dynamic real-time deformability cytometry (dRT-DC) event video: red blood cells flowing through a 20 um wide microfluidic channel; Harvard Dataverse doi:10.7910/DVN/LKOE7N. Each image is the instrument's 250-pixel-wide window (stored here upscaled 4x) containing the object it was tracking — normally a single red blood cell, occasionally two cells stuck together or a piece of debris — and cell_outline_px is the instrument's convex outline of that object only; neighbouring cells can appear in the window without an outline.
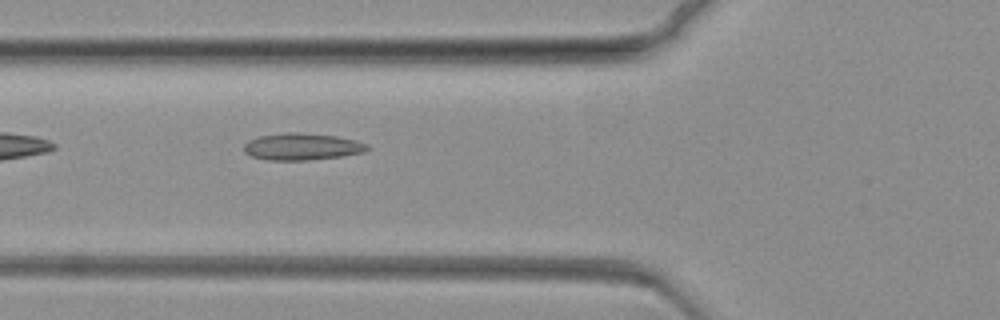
{"species": "common noctule bat (a hibernating species)", "species_latin": "Nyctalus noctula", "temperature_condition": "warm", "stored_images_in_passage": 43, "camera_frame_rate_fps": 3000, "um_per_image_px": 0.085, "animal": {"sex": "female", "body_mass_g": 19.3, "forearm_length_mm": 54.1}, "frame": {"image": 1, "passage_image": 6, "time_ms": 1.667, "image_size_px": [1000, 320], "cell_outline_px": [[368, 148], [364, 152], [340, 156], [308, 160], [264, 160], [252, 156], [244, 152], [244, 144], [248, 140], [260, 136], [284, 132], [300, 132], [336, 136], [356, 140], [368, 144]], "centroid_in_image_um": [25.64, 12.46], "position_along_channel_um": 100.2, "area_um2": 19.36}}
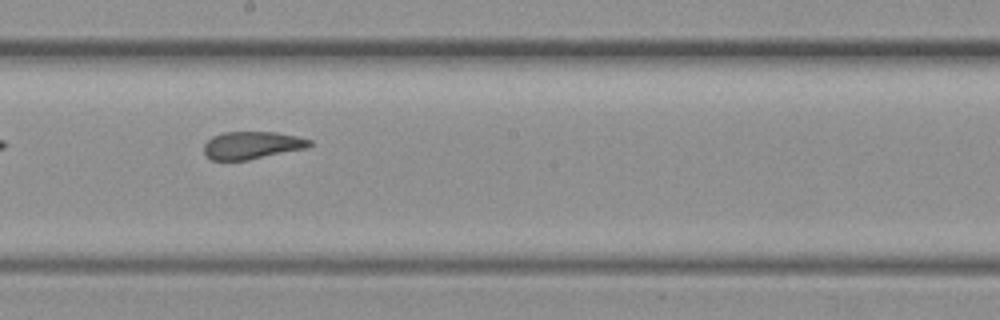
{"frame": {"image": 2, "passage_image": 20, "time_ms": 6.333, "image_size_px": [1000, 320], "cell_outline_px": [[312, 144], [308, 148], [248, 160], [212, 160], [204, 152], [204, 144], [212, 136], [224, 132], [276, 132], [296, 136], [312, 140]], "centroid_in_image_um": [21.44, 12.34], "position_along_channel_um": 226.8, "area_um2": 16.99}}
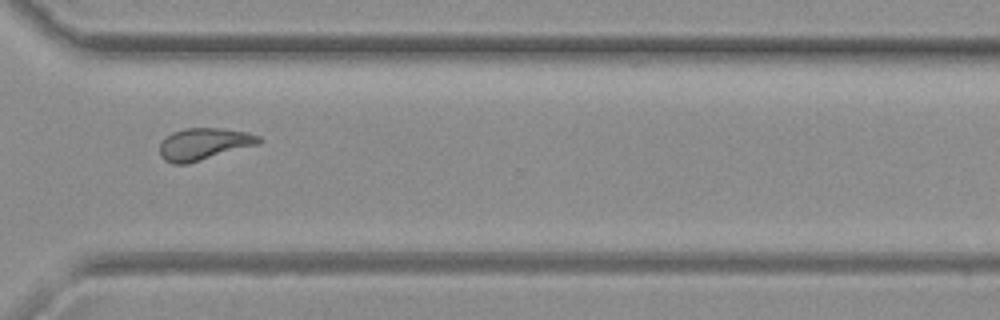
{"frame": {"image": 3, "passage_image": 34, "time_ms": 11.0, "image_size_px": [1000, 320], "cell_outline_px": [[260, 144], [188, 164], [172, 164], [164, 160], [160, 156], [160, 144], [172, 132], [184, 128], [220, 128], [248, 132], [260, 136]], "centroid_in_image_um": [17.34, 12.25], "position_along_channel_um": 353.3, "area_um2": 18.55}}